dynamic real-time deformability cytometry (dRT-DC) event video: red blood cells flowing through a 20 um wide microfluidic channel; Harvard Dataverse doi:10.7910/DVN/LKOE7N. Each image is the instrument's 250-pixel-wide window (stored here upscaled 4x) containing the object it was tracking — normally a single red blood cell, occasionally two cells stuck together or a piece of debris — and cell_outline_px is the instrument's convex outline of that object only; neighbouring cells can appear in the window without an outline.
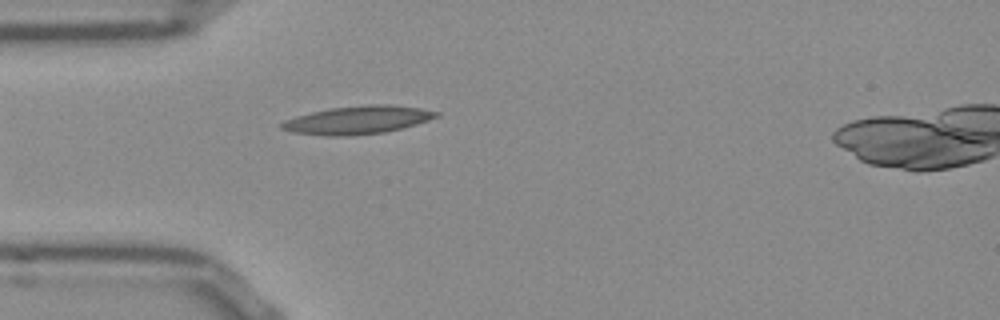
{"species": "Egyptian fruit bat (a non-hibernating species)", "species_latin": "Rousettus aegyptiacus", "temperature_condition": "room temperature", "stored_images_in_passage": 25, "camera_frame_rate_fps": 3000, "um_per_image_px": 0.085, "frame": {"image": 1, "passage_image": 2, "time_ms": 0.333, "image_size_px": [1000, 320], "cell_outline_px": [[440, 116], [416, 124], [384, 132], [344, 136], [328, 136], [292, 132], [280, 128], [280, 124], [284, 120], [296, 116], [328, 108], [368, 104], [392, 104], [420, 108], [440, 112]], "centroid_in_image_um": [30.4, 10.18], "position_along_channel_um": 54.6, "area_um2": 25.32}}
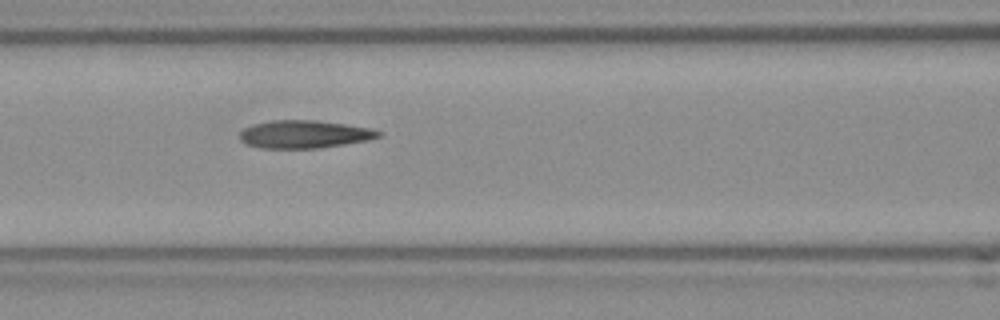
{"frame": {"image": 2, "passage_image": 9, "time_ms": 2.667, "image_size_px": [1000, 320], "cell_outline_px": [[384, 132], [380, 136], [368, 140], [344, 144], [316, 148], [264, 148], [248, 144], [240, 140], [240, 132], [244, 128], [252, 124], [272, 120], [316, 120], [372, 128]], "centroid_in_image_um": [25.88, 11.4], "position_along_channel_um": 140.7, "area_um2": 22.43}}
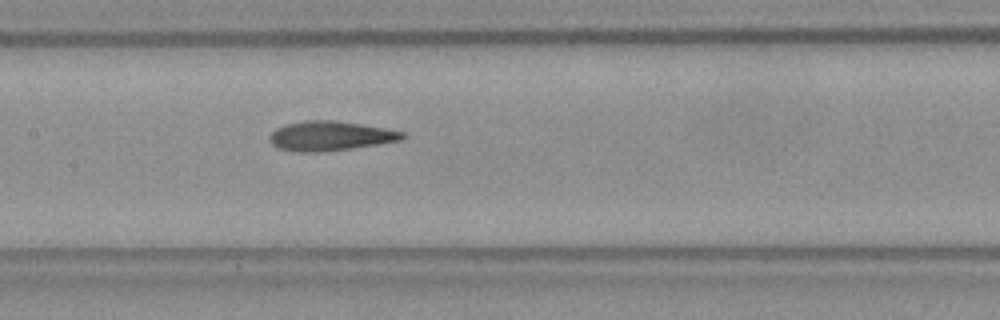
{"frame": {"image": 3, "passage_image": 12, "time_ms": 3.667, "image_size_px": [1000, 320], "cell_outline_px": [[404, 136], [400, 140], [376, 144], [348, 148], [316, 152], [300, 152], [280, 148], [272, 144], [268, 136], [276, 128], [288, 124], [304, 120], [336, 120], [384, 128], [404, 132]], "centroid_in_image_um": [28.03, 11.54], "position_along_channel_um": 179.4, "area_um2": 22.37}}